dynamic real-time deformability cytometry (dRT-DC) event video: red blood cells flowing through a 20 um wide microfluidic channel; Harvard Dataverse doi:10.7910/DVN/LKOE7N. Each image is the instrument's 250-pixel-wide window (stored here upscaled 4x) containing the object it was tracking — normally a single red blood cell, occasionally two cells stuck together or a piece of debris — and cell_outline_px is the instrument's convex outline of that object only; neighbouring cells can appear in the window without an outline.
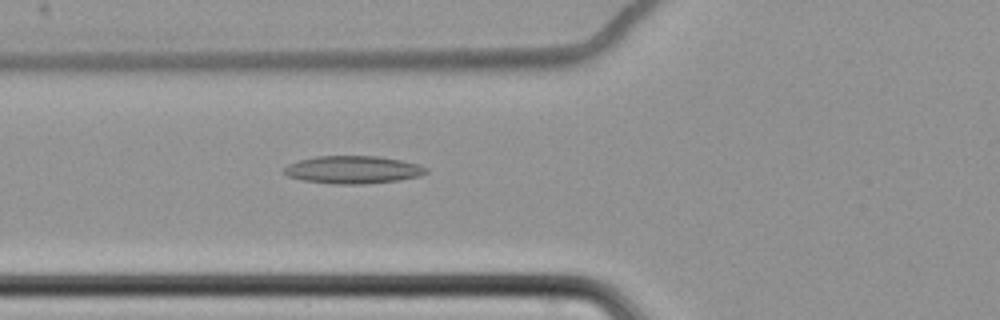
{"species": "common noctule bat (a hibernating species)", "species_latin": "Nyctalus noctula", "temperature_condition": "cold", "stored_images_in_passage": 62, "camera_frame_rate_fps": 3000, "um_per_image_px": 0.085, "animal": {"sex": "female", "body_mass_g": 22.7, "forearm_length_mm": 54.2}, "frame": {"image": 1, "passage_image": 26, "time_ms": 8.333, "image_size_px": [1000, 320], "cell_outline_px": [[428, 172], [420, 176], [400, 180], [364, 184], [332, 184], [300, 180], [288, 176], [284, 172], [284, 168], [288, 164], [300, 160], [316, 156], [376, 156], [400, 160], [420, 164], [428, 168]], "centroid_in_image_um": [30.02, 14.43], "position_along_channel_um": 95.8, "area_um2": 23.06}}
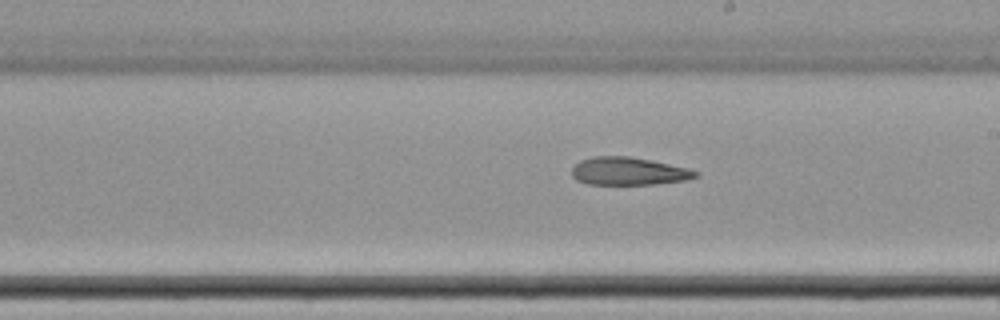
{"frame": {"image": 2, "passage_image": 38, "time_ms": 12.333, "image_size_px": [1000, 320], "cell_outline_px": [[700, 176], [684, 180], [656, 184], [588, 184], [576, 180], [572, 176], [572, 168], [580, 160], [592, 156], [628, 156], [652, 160], [688, 168], [700, 172]], "centroid_in_image_um": [53.44, 14.55], "position_along_channel_um": 235.6, "area_um2": 20.17}}
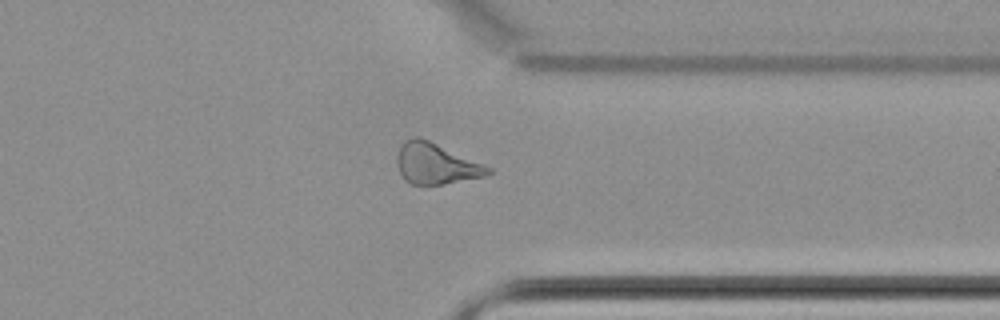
{"frame": {"image": 3, "passage_image": 50, "time_ms": 16.333, "image_size_px": [1000, 320], "cell_outline_px": [[492, 172], [488, 176], [440, 184], [412, 184], [404, 180], [396, 164], [396, 156], [400, 144], [404, 140], [412, 136], [416, 136], [428, 140], [484, 164], [492, 168]], "centroid_in_image_um": [37.03, 13.9], "position_along_channel_um": 374.4, "area_um2": 21.73}, "authors_computed_cell_mechanics": {"area_um2": 23.0911, "velocity_mm_per_s": 3.4885, "shape_relaxation_time_tau1_ms": null, "shape_relaxation_time_tau2_ms": 6.9053, "deformation_change_tau1": null, "deformation_change_tau2": 0.1729}}